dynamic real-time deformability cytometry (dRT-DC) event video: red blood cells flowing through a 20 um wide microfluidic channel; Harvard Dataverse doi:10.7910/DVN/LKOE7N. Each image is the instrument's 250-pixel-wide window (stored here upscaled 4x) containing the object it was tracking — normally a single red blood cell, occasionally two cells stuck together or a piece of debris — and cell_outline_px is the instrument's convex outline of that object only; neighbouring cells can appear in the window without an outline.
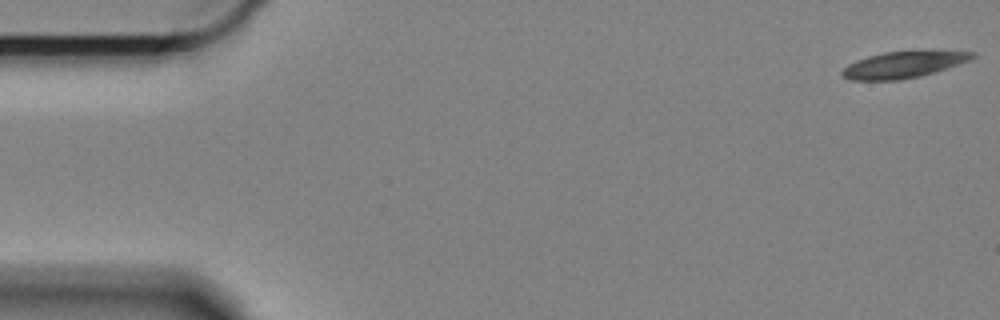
{"species": "Egyptian fruit bat (a non-hibernating species)", "species_latin": "Rousettus aegyptiacus", "temperature_condition": "cold", "stored_images_in_passage": 53, "camera_frame_rate_fps": 3000, "um_per_image_px": 0.085, "animal": {"sex": "female"}, "frame": {"image": 1, "passage_image": 1, "time_ms": 0.0, "image_size_px": [1000, 320], "cell_outline_px": [[976, 56], [968, 60], [920, 76], [900, 80], [852, 80], [844, 76], [840, 72], [848, 64], [856, 60], [868, 56], [884, 52], [972, 52]], "centroid_in_image_um": [76.67, 5.52], "position_along_channel_um": 8.3, "area_um2": 19.19}}
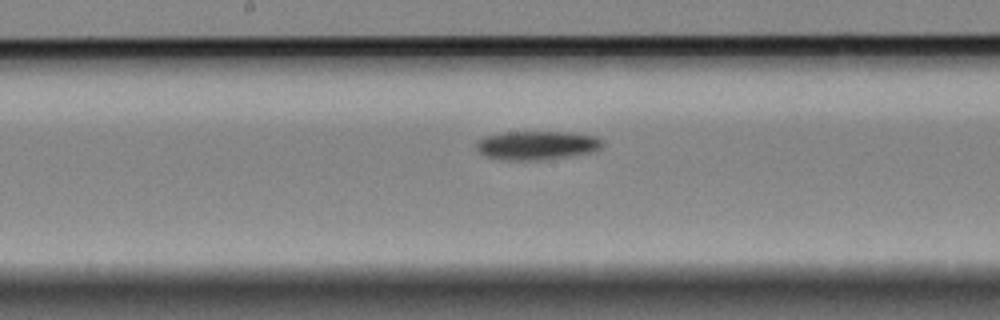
{"frame": {"image": 2, "passage_image": 30, "time_ms": 9.667, "image_size_px": [1000, 320], "cell_outline_px": [[604, 144], [600, 148], [592, 152], [544, 160], [500, 160], [484, 156], [476, 148], [476, 140], [484, 136], [504, 132], [572, 132], [596, 136], [604, 140]], "centroid_in_image_um": [45.62, 12.35], "position_along_channel_um": 202.6, "area_um2": 21.5}}
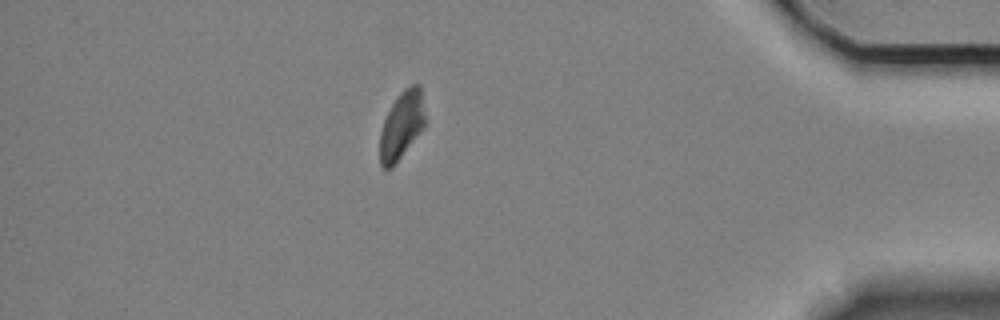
{"frame": {"image": 3, "passage_image": 52, "time_ms": 17.0, "image_size_px": [1000, 320], "cell_outline_px": [[428, 120], [424, 128], [392, 168], [384, 168], [380, 164], [380, 132], [384, 120], [396, 96], [404, 88], [412, 84], [420, 84]], "centroid_in_image_um": [34.19, 10.61], "position_along_channel_um": 401.0, "area_um2": 18.26}}